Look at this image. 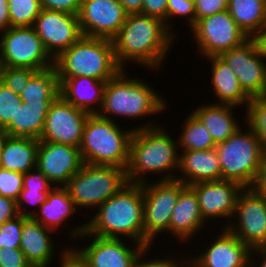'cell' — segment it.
<instances>
[{
    "mask_svg": "<svg viewBox=\"0 0 266 267\" xmlns=\"http://www.w3.org/2000/svg\"><path fill=\"white\" fill-rule=\"evenodd\" d=\"M235 108L238 106L221 103H202L192 113L208 129L215 144L224 142L242 128V122L235 118ZM194 110V111H193ZM234 113V114H233Z\"/></svg>",
    "mask_w": 266,
    "mask_h": 267,
    "instance_id": "obj_26",
    "label": "cell"
},
{
    "mask_svg": "<svg viewBox=\"0 0 266 267\" xmlns=\"http://www.w3.org/2000/svg\"><path fill=\"white\" fill-rule=\"evenodd\" d=\"M0 267H32L20 248L0 249Z\"/></svg>",
    "mask_w": 266,
    "mask_h": 267,
    "instance_id": "obj_43",
    "label": "cell"
},
{
    "mask_svg": "<svg viewBox=\"0 0 266 267\" xmlns=\"http://www.w3.org/2000/svg\"><path fill=\"white\" fill-rule=\"evenodd\" d=\"M79 224L67 231L68 237L77 242L85 239L87 242L88 238L92 240L84 247H71L89 267H134L138 254L145 247L137 242L129 243L126 239L88 234L85 232V221Z\"/></svg>",
    "mask_w": 266,
    "mask_h": 267,
    "instance_id": "obj_9",
    "label": "cell"
},
{
    "mask_svg": "<svg viewBox=\"0 0 266 267\" xmlns=\"http://www.w3.org/2000/svg\"><path fill=\"white\" fill-rule=\"evenodd\" d=\"M11 27L8 0H0V33Z\"/></svg>",
    "mask_w": 266,
    "mask_h": 267,
    "instance_id": "obj_49",
    "label": "cell"
},
{
    "mask_svg": "<svg viewBox=\"0 0 266 267\" xmlns=\"http://www.w3.org/2000/svg\"><path fill=\"white\" fill-rule=\"evenodd\" d=\"M37 70L30 68H18L10 66L0 67V82L12 89L16 94L21 95L30 79L37 73Z\"/></svg>",
    "mask_w": 266,
    "mask_h": 267,
    "instance_id": "obj_37",
    "label": "cell"
},
{
    "mask_svg": "<svg viewBox=\"0 0 266 267\" xmlns=\"http://www.w3.org/2000/svg\"><path fill=\"white\" fill-rule=\"evenodd\" d=\"M77 212L76 206L66 188L55 186L47 195L46 201L31 218L56 233V231H60L59 229L63 224H66L63 226H67L69 229L70 225L66 222Z\"/></svg>",
    "mask_w": 266,
    "mask_h": 267,
    "instance_id": "obj_27",
    "label": "cell"
},
{
    "mask_svg": "<svg viewBox=\"0 0 266 267\" xmlns=\"http://www.w3.org/2000/svg\"><path fill=\"white\" fill-rule=\"evenodd\" d=\"M251 39L255 42L258 51L266 58V26H262Z\"/></svg>",
    "mask_w": 266,
    "mask_h": 267,
    "instance_id": "obj_51",
    "label": "cell"
},
{
    "mask_svg": "<svg viewBox=\"0 0 266 267\" xmlns=\"http://www.w3.org/2000/svg\"><path fill=\"white\" fill-rule=\"evenodd\" d=\"M220 57L235 72L250 98L266 96V58L251 38L243 45L223 52Z\"/></svg>",
    "mask_w": 266,
    "mask_h": 267,
    "instance_id": "obj_15",
    "label": "cell"
},
{
    "mask_svg": "<svg viewBox=\"0 0 266 267\" xmlns=\"http://www.w3.org/2000/svg\"><path fill=\"white\" fill-rule=\"evenodd\" d=\"M251 188L266 199V156L260 169L258 170L257 177Z\"/></svg>",
    "mask_w": 266,
    "mask_h": 267,
    "instance_id": "obj_48",
    "label": "cell"
},
{
    "mask_svg": "<svg viewBox=\"0 0 266 267\" xmlns=\"http://www.w3.org/2000/svg\"><path fill=\"white\" fill-rule=\"evenodd\" d=\"M152 248V249H151ZM153 245L146 246L144 247L141 252L138 254L134 267H191V261H190V255L188 257L183 255V257H178L179 259L177 260L176 257H169V256H162L159 258L158 257H153L150 258V249L151 253L153 250ZM145 256H148L149 258L147 259ZM145 257V258H144ZM187 257V258H186ZM176 259V260H175Z\"/></svg>",
    "mask_w": 266,
    "mask_h": 267,
    "instance_id": "obj_38",
    "label": "cell"
},
{
    "mask_svg": "<svg viewBox=\"0 0 266 267\" xmlns=\"http://www.w3.org/2000/svg\"><path fill=\"white\" fill-rule=\"evenodd\" d=\"M20 95L0 82V127H5L21 106Z\"/></svg>",
    "mask_w": 266,
    "mask_h": 267,
    "instance_id": "obj_40",
    "label": "cell"
},
{
    "mask_svg": "<svg viewBox=\"0 0 266 267\" xmlns=\"http://www.w3.org/2000/svg\"><path fill=\"white\" fill-rule=\"evenodd\" d=\"M186 185L177 180H155L142 183L144 197V246L154 245L160 235L169 233L173 208ZM162 233V234H161ZM159 235V236H158ZM158 236V237H157Z\"/></svg>",
    "mask_w": 266,
    "mask_h": 267,
    "instance_id": "obj_10",
    "label": "cell"
},
{
    "mask_svg": "<svg viewBox=\"0 0 266 267\" xmlns=\"http://www.w3.org/2000/svg\"><path fill=\"white\" fill-rule=\"evenodd\" d=\"M32 27L53 59L83 36L78 15L55 10L42 9Z\"/></svg>",
    "mask_w": 266,
    "mask_h": 267,
    "instance_id": "obj_16",
    "label": "cell"
},
{
    "mask_svg": "<svg viewBox=\"0 0 266 267\" xmlns=\"http://www.w3.org/2000/svg\"><path fill=\"white\" fill-rule=\"evenodd\" d=\"M52 230L29 217L22 226L20 250L32 267H51L57 252ZM52 234V235H51ZM55 248V249H54ZM56 250V251H55Z\"/></svg>",
    "mask_w": 266,
    "mask_h": 267,
    "instance_id": "obj_22",
    "label": "cell"
},
{
    "mask_svg": "<svg viewBox=\"0 0 266 267\" xmlns=\"http://www.w3.org/2000/svg\"><path fill=\"white\" fill-rule=\"evenodd\" d=\"M11 27H32L42 7L40 0H8Z\"/></svg>",
    "mask_w": 266,
    "mask_h": 267,
    "instance_id": "obj_35",
    "label": "cell"
},
{
    "mask_svg": "<svg viewBox=\"0 0 266 267\" xmlns=\"http://www.w3.org/2000/svg\"><path fill=\"white\" fill-rule=\"evenodd\" d=\"M243 111L245 124L242 126L249 127L257 135L266 155V96L251 98Z\"/></svg>",
    "mask_w": 266,
    "mask_h": 267,
    "instance_id": "obj_34",
    "label": "cell"
},
{
    "mask_svg": "<svg viewBox=\"0 0 266 267\" xmlns=\"http://www.w3.org/2000/svg\"><path fill=\"white\" fill-rule=\"evenodd\" d=\"M128 72L121 69L106 82L102 107L97 115L108 120L118 116L124 117L123 120L128 118L139 121L165 112L168 100L155 87L147 84L145 79L137 78L136 75L131 77Z\"/></svg>",
    "mask_w": 266,
    "mask_h": 267,
    "instance_id": "obj_4",
    "label": "cell"
},
{
    "mask_svg": "<svg viewBox=\"0 0 266 267\" xmlns=\"http://www.w3.org/2000/svg\"><path fill=\"white\" fill-rule=\"evenodd\" d=\"M24 174L0 168V196L17 201L23 189Z\"/></svg>",
    "mask_w": 266,
    "mask_h": 267,
    "instance_id": "obj_41",
    "label": "cell"
},
{
    "mask_svg": "<svg viewBox=\"0 0 266 267\" xmlns=\"http://www.w3.org/2000/svg\"><path fill=\"white\" fill-rule=\"evenodd\" d=\"M213 239L190 257L191 267H250L252 250L227 228H220Z\"/></svg>",
    "mask_w": 266,
    "mask_h": 267,
    "instance_id": "obj_20",
    "label": "cell"
},
{
    "mask_svg": "<svg viewBox=\"0 0 266 267\" xmlns=\"http://www.w3.org/2000/svg\"><path fill=\"white\" fill-rule=\"evenodd\" d=\"M91 114L74 107L59 95L46 114L40 141L80 147L84 127Z\"/></svg>",
    "mask_w": 266,
    "mask_h": 267,
    "instance_id": "obj_14",
    "label": "cell"
},
{
    "mask_svg": "<svg viewBox=\"0 0 266 267\" xmlns=\"http://www.w3.org/2000/svg\"><path fill=\"white\" fill-rule=\"evenodd\" d=\"M128 14L141 13L144 0H118Z\"/></svg>",
    "mask_w": 266,
    "mask_h": 267,
    "instance_id": "obj_52",
    "label": "cell"
},
{
    "mask_svg": "<svg viewBox=\"0 0 266 267\" xmlns=\"http://www.w3.org/2000/svg\"><path fill=\"white\" fill-rule=\"evenodd\" d=\"M167 130L159 124L133 131L126 169L129 183L142 184L148 182V179L151 181L152 173L156 176L161 174L157 178L161 181L176 179L180 151L177 138L174 135L172 138Z\"/></svg>",
    "mask_w": 266,
    "mask_h": 267,
    "instance_id": "obj_2",
    "label": "cell"
},
{
    "mask_svg": "<svg viewBox=\"0 0 266 267\" xmlns=\"http://www.w3.org/2000/svg\"><path fill=\"white\" fill-rule=\"evenodd\" d=\"M51 104H27L22 102L15 118L4 127L9 136L40 139L46 114Z\"/></svg>",
    "mask_w": 266,
    "mask_h": 267,
    "instance_id": "obj_29",
    "label": "cell"
},
{
    "mask_svg": "<svg viewBox=\"0 0 266 267\" xmlns=\"http://www.w3.org/2000/svg\"><path fill=\"white\" fill-rule=\"evenodd\" d=\"M39 139L8 136L2 150L0 168L27 173L36 168Z\"/></svg>",
    "mask_w": 266,
    "mask_h": 267,
    "instance_id": "obj_28",
    "label": "cell"
},
{
    "mask_svg": "<svg viewBox=\"0 0 266 267\" xmlns=\"http://www.w3.org/2000/svg\"><path fill=\"white\" fill-rule=\"evenodd\" d=\"M250 267H266V245L257 247L251 251Z\"/></svg>",
    "mask_w": 266,
    "mask_h": 267,
    "instance_id": "obj_50",
    "label": "cell"
},
{
    "mask_svg": "<svg viewBox=\"0 0 266 267\" xmlns=\"http://www.w3.org/2000/svg\"><path fill=\"white\" fill-rule=\"evenodd\" d=\"M127 16L118 0H82L78 20L83 36L112 40Z\"/></svg>",
    "mask_w": 266,
    "mask_h": 267,
    "instance_id": "obj_17",
    "label": "cell"
},
{
    "mask_svg": "<svg viewBox=\"0 0 266 267\" xmlns=\"http://www.w3.org/2000/svg\"><path fill=\"white\" fill-rule=\"evenodd\" d=\"M60 95L74 107L94 115L103 103V92L107 81L91 77H58Z\"/></svg>",
    "mask_w": 266,
    "mask_h": 267,
    "instance_id": "obj_23",
    "label": "cell"
},
{
    "mask_svg": "<svg viewBox=\"0 0 266 267\" xmlns=\"http://www.w3.org/2000/svg\"><path fill=\"white\" fill-rule=\"evenodd\" d=\"M58 77H91L101 81L113 78L118 66L111 39L82 36L54 59Z\"/></svg>",
    "mask_w": 266,
    "mask_h": 267,
    "instance_id": "obj_6",
    "label": "cell"
},
{
    "mask_svg": "<svg viewBox=\"0 0 266 267\" xmlns=\"http://www.w3.org/2000/svg\"><path fill=\"white\" fill-rule=\"evenodd\" d=\"M115 121L104 119L97 114L88 117L79 147L84 163L127 169L133 131L159 125L155 119L153 122L150 119L125 130Z\"/></svg>",
    "mask_w": 266,
    "mask_h": 267,
    "instance_id": "obj_5",
    "label": "cell"
},
{
    "mask_svg": "<svg viewBox=\"0 0 266 267\" xmlns=\"http://www.w3.org/2000/svg\"><path fill=\"white\" fill-rule=\"evenodd\" d=\"M176 179L187 186L221 180V166L215 148L202 151H180ZM180 172V173H179Z\"/></svg>",
    "mask_w": 266,
    "mask_h": 267,
    "instance_id": "obj_24",
    "label": "cell"
},
{
    "mask_svg": "<svg viewBox=\"0 0 266 267\" xmlns=\"http://www.w3.org/2000/svg\"><path fill=\"white\" fill-rule=\"evenodd\" d=\"M95 212L93 216L89 214L90 221H85L86 233L104 238L125 237L144 245L142 184L128 183Z\"/></svg>",
    "mask_w": 266,
    "mask_h": 267,
    "instance_id": "obj_3",
    "label": "cell"
},
{
    "mask_svg": "<svg viewBox=\"0 0 266 267\" xmlns=\"http://www.w3.org/2000/svg\"><path fill=\"white\" fill-rule=\"evenodd\" d=\"M228 1L229 0H194L196 22L199 19L227 10Z\"/></svg>",
    "mask_w": 266,
    "mask_h": 267,
    "instance_id": "obj_42",
    "label": "cell"
},
{
    "mask_svg": "<svg viewBox=\"0 0 266 267\" xmlns=\"http://www.w3.org/2000/svg\"><path fill=\"white\" fill-rule=\"evenodd\" d=\"M0 64L37 71L54 66V59L33 27H10L0 33Z\"/></svg>",
    "mask_w": 266,
    "mask_h": 267,
    "instance_id": "obj_11",
    "label": "cell"
},
{
    "mask_svg": "<svg viewBox=\"0 0 266 267\" xmlns=\"http://www.w3.org/2000/svg\"><path fill=\"white\" fill-rule=\"evenodd\" d=\"M176 36L165 22L148 15L128 14L118 34L112 39L118 66L135 63L149 71L159 72L174 47Z\"/></svg>",
    "mask_w": 266,
    "mask_h": 267,
    "instance_id": "obj_1",
    "label": "cell"
},
{
    "mask_svg": "<svg viewBox=\"0 0 266 267\" xmlns=\"http://www.w3.org/2000/svg\"><path fill=\"white\" fill-rule=\"evenodd\" d=\"M191 187L196 193L204 221L210 223L215 218L221 219V221L223 219L224 222L226 218L227 222L230 219L226 224L222 223L221 225L219 222V227L227 228L231 219L233 220L238 195L244 188L236 182L223 179L199 182Z\"/></svg>",
    "mask_w": 266,
    "mask_h": 267,
    "instance_id": "obj_18",
    "label": "cell"
},
{
    "mask_svg": "<svg viewBox=\"0 0 266 267\" xmlns=\"http://www.w3.org/2000/svg\"><path fill=\"white\" fill-rule=\"evenodd\" d=\"M53 188L54 186L48 181L44 173L37 168L25 173L23 189L16 201L18 215L31 217L46 201L47 195ZM27 204L35 206L34 209L33 207L28 209Z\"/></svg>",
    "mask_w": 266,
    "mask_h": 267,
    "instance_id": "obj_30",
    "label": "cell"
},
{
    "mask_svg": "<svg viewBox=\"0 0 266 267\" xmlns=\"http://www.w3.org/2000/svg\"><path fill=\"white\" fill-rule=\"evenodd\" d=\"M29 217L17 215L14 219L8 220L0 225V249L19 248L23 223Z\"/></svg>",
    "mask_w": 266,
    "mask_h": 267,
    "instance_id": "obj_39",
    "label": "cell"
},
{
    "mask_svg": "<svg viewBox=\"0 0 266 267\" xmlns=\"http://www.w3.org/2000/svg\"><path fill=\"white\" fill-rule=\"evenodd\" d=\"M184 18L187 27L190 29L196 24V12L194 0H168L166 11V27L177 36V32L172 28L174 18ZM171 20V21H170ZM172 23V24H171ZM173 29V30H172Z\"/></svg>",
    "mask_w": 266,
    "mask_h": 267,
    "instance_id": "obj_36",
    "label": "cell"
},
{
    "mask_svg": "<svg viewBox=\"0 0 266 267\" xmlns=\"http://www.w3.org/2000/svg\"><path fill=\"white\" fill-rule=\"evenodd\" d=\"M233 220L227 229L251 250L266 245V199L252 188L238 195Z\"/></svg>",
    "mask_w": 266,
    "mask_h": 267,
    "instance_id": "obj_13",
    "label": "cell"
},
{
    "mask_svg": "<svg viewBox=\"0 0 266 267\" xmlns=\"http://www.w3.org/2000/svg\"><path fill=\"white\" fill-rule=\"evenodd\" d=\"M18 215L16 201L0 196V225Z\"/></svg>",
    "mask_w": 266,
    "mask_h": 267,
    "instance_id": "obj_47",
    "label": "cell"
},
{
    "mask_svg": "<svg viewBox=\"0 0 266 267\" xmlns=\"http://www.w3.org/2000/svg\"><path fill=\"white\" fill-rule=\"evenodd\" d=\"M205 226H209L202 217L198 199L191 186H185L173 208L169 225V236H173L180 244L193 242ZM171 234V235H170ZM189 241V242H188Z\"/></svg>",
    "mask_w": 266,
    "mask_h": 267,
    "instance_id": "obj_21",
    "label": "cell"
},
{
    "mask_svg": "<svg viewBox=\"0 0 266 267\" xmlns=\"http://www.w3.org/2000/svg\"><path fill=\"white\" fill-rule=\"evenodd\" d=\"M69 245L59 251L58 267H89L84 260ZM69 247V248H68Z\"/></svg>",
    "mask_w": 266,
    "mask_h": 267,
    "instance_id": "obj_46",
    "label": "cell"
},
{
    "mask_svg": "<svg viewBox=\"0 0 266 267\" xmlns=\"http://www.w3.org/2000/svg\"><path fill=\"white\" fill-rule=\"evenodd\" d=\"M215 149L221 179L251 188L266 156L257 135L249 127H242L224 142L216 144Z\"/></svg>",
    "mask_w": 266,
    "mask_h": 267,
    "instance_id": "obj_7",
    "label": "cell"
},
{
    "mask_svg": "<svg viewBox=\"0 0 266 267\" xmlns=\"http://www.w3.org/2000/svg\"><path fill=\"white\" fill-rule=\"evenodd\" d=\"M128 183L125 168L84 163L64 187L80 212L96 210Z\"/></svg>",
    "mask_w": 266,
    "mask_h": 267,
    "instance_id": "obj_8",
    "label": "cell"
},
{
    "mask_svg": "<svg viewBox=\"0 0 266 267\" xmlns=\"http://www.w3.org/2000/svg\"><path fill=\"white\" fill-rule=\"evenodd\" d=\"M190 33L203 60L210 56H220L250 39L228 10L199 19Z\"/></svg>",
    "mask_w": 266,
    "mask_h": 267,
    "instance_id": "obj_12",
    "label": "cell"
},
{
    "mask_svg": "<svg viewBox=\"0 0 266 267\" xmlns=\"http://www.w3.org/2000/svg\"><path fill=\"white\" fill-rule=\"evenodd\" d=\"M82 0H40L42 9L78 15Z\"/></svg>",
    "mask_w": 266,
    "mask_h": 267,
    "instance_id": "obj_44",
    "label": "cell"
},
{
    "mask_svg": "<svg viewBox=\"0 0 266 267\" xmlns=\"http://www.w3.org/2000/svg\"><path fill=\"white\" fill-rule=\"evenodd\" d=\"M60 95L56 68L38 71L22 91L20 98L27 104H52Z\"/></svg>",
    "mask_w": 266,
    "mask_h": 267,
    "instance_id": "obj_31",
    "label": "cell"
},
{
    "mask_svg": "<svg viewBox=\"0 0 266 267\" xmlns=\"http://www.w3.org/2000/svg\"><path fill=\"white\" fill-rule=\"evenodd\" d=\"M9 134L5 130L4 127H0V165H1V155H2V150L3 146L8 138Z\"/></svg>",
    "mask_w": 266,
    "mask_h": 267,
    "instance_id": "obj_53",
    "label": "cell"
},
{
    "mask_svg": "<svg viewBox=\"0 0 266 267\" xmlns=\"http://www.w3.org/2000/svg\"><path fill=\"white\" fill-rule=\"evenodd\" d=\"M168 0H144L140 14L158 18L165 22Z\"/></svg>",
    "mask_w": 266,
    "mask_h": 267,
    "instance_id": "obj_45",
    "label": "cell"
},
{
    "mask_svg": "<svg viewBox=\"0 0 266 267\" xmlns=\"http://www.w3.org/2000/svg\"><path fill=\"white\" fill-rule=\"evenodd\" d=\"M227 10L249 38H252L266 21V0H229Z\"/></svg>",
    "mask_w": 266,
    "mask_h": 267,
    "instance_id": "obj_32",
    "label": "cell"
},
{
    "mask_svg": "<svg viewBox=\"0 0 266 267\" xmlns=\"http://www.w3.org/2000/svg\"><path fill=\"white\" fill-rule=\"evenodd\" d=\"M189 114L185 117L180 135L177 137L179 151H202L215 148L216 144L208 129L192 112Z\"/></svg>",
    "mask_w": 266,
    "mask_h": 267,
    "instance_id": "obj_33",
    "label": "cell"
},
{
    "mask_svg": "<svg viewBox=\"0 0 266 267\" xmlns=\"http://www.w3.org/2000/svg\"><path fill=\"white\" fill-rule=\"evenodd\" d=\"M83 164L78 147L39 140L36 168L54 187H64Z\"/></svg>",
    "mask_w": 266,
    "mask_h": 267,
    "instance_id": "obj_19",
    "label": "cell"
},
{
    "mask_svg": "<svg viewBox=\"0 0 266 267\" xmlns=\"http://www.w3.org/2000/svg\"><path fill=\"white\" fill-rule=\"evenodd\" d=\"M209 68H211V89L216 96L217 102L221 104H230L238 107L242 105L247 107L251 98L242 89L235 72L232 68L220 57H207Z\"/></svg>",
    "mask_w": 266,
    "mask_h": 267,
    "instance_id": "obj_25",
    "label": "cell"
}]
</instances>
